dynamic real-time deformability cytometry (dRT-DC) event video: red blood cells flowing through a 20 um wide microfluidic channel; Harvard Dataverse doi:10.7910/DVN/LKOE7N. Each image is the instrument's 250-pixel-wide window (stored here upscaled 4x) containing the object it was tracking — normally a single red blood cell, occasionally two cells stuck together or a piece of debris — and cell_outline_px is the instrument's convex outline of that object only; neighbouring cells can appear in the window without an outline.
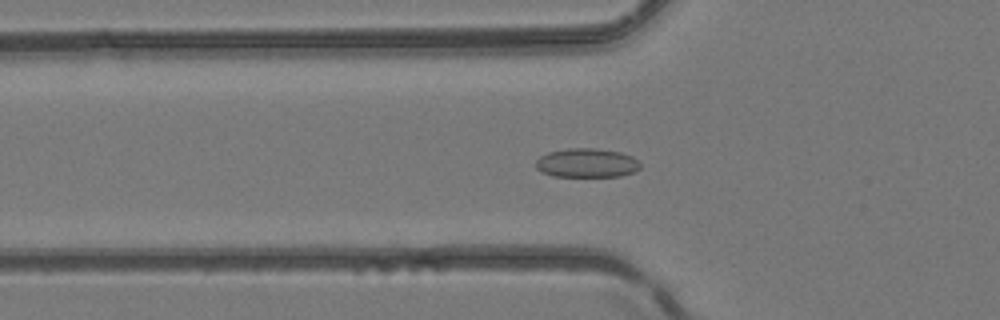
{"species": "common noctule bat (a hibernating species)", "species_latin": "Nyctalus noctula", "temperature_condition": "room temperature", "stored_images_in_passage": 42, "camera_frame_rate_fps": 3000, "um_per_image_px": 0.085, "animal": {"sex": "female", "body_mass_g": 24.6, "forearm_length_mm": 56.2}, "frame": {"image": 1, "passage_image": 10, "time_ms": 3.0, "image_size_px": [1000, 320], "cell_outline_px": [[640, 168], [636, 172], [620, 176], [552, 176], [540, 172], [536, 168], [536, 160], [540, 156], [548, 152], [568, 148], [592, 148], [620, 152], [632, 156], [640, 164]], "centroid_in_image_um": [49.86, 13.85], "position_along_channel_um": 75.9, "area_um2": 17.74}}
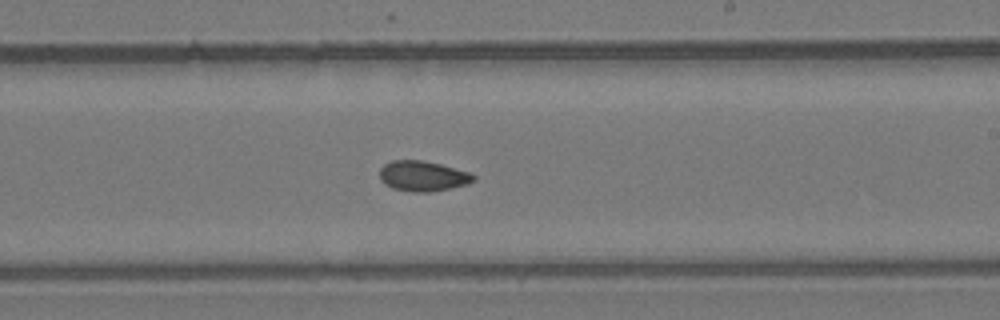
{"frame": {"image": 2, "passage_image": 22, "time_ms": 7.0, "image_size_px": [1000, 320], "cell_outline_px": [[476, 180], [468, 184], [428, 192], [412, 192], [392, 188], [384, 184], [380, 180], [380, 168], [384, 164], [392, 160], [420, 160], [440, 164], [472, 172], [476, 176]], "centroid_in_image_um": [35.95, 14.96], "position_along_channel_um": 253.1, "area_um2": 16.7}}
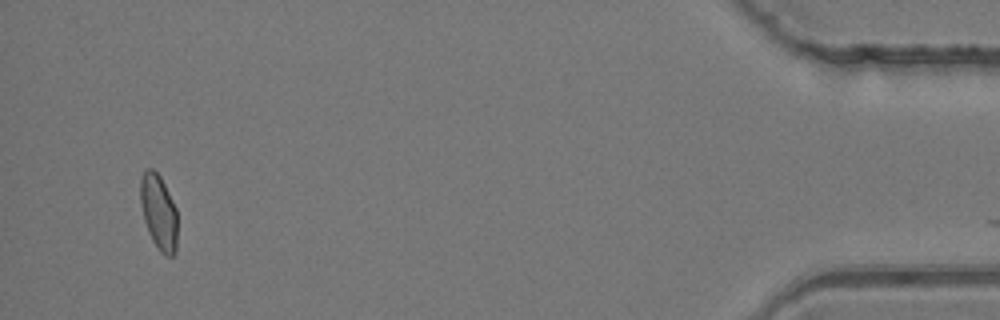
{"frame": {"image": 3, "passage_image": 39, "time_ms": 12.667, "image_size_px": [1000, 320], "cell_outline_px": [[176, 252], [172, 256], [164, 256], [160, 252], [152, 240], [148, 232], [144, 220], [140, 204], [140, 180], [144, 168], [152, 168], [160, 176], [176, 208]], "centroid_in_image_um": [13.46, 18.03], "position_along_channel_um": 421.7, "area_um2": 16.3}}